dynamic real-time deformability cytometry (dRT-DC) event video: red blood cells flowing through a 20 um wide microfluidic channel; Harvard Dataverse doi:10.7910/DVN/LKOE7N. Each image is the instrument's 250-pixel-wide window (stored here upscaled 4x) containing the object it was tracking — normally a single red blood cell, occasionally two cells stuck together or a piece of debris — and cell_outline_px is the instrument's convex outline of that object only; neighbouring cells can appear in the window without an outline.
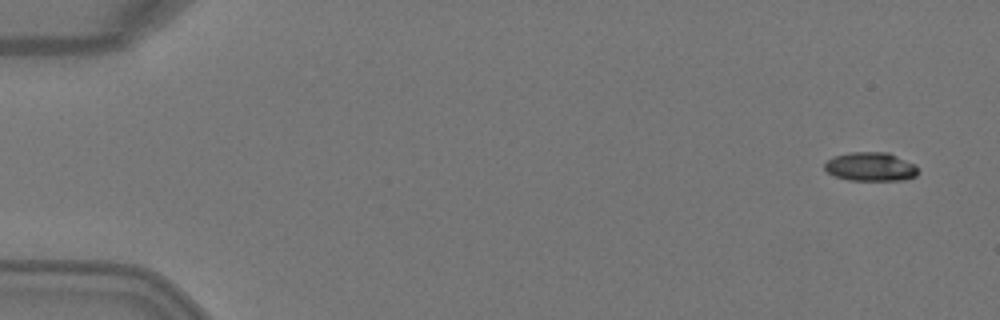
{"species": "Egyptian fruit bat (a non-hibernating species)", "species_latin": "Rousettus aegyptiacus", "temperature_condition": "warm", "stored_images_in_passage": 5, "camera_frame_rate_fps": 3000, "um_per_image_px": 0.085, "animal": {"sex": "female"}, "frame": {"image": 1, "passage_image": 1, "time_ms": 0.0, "image_size_px": [1000, 320], "cell_outline_px": [[916, 176], [904, 180], [848, 180], [836, 176], [828, 172], [824, 168], [824, 164], [832, 156], [848, 152], [888, 152], [916, 164]], "centroid_in_image_um": [73.99, 14.16], "position_along_channel_um": 11.0, "area_um2": 15.72}}
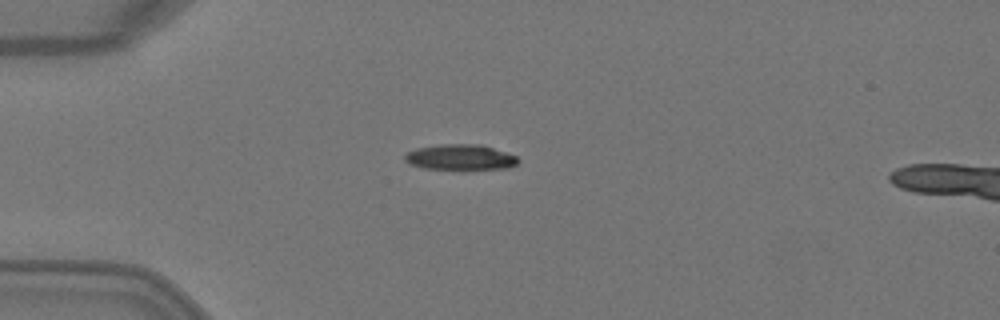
{"frame": {"image": 2, "passage_image": 4, "time_ms": 1.0, "image_size_px": [1000, 320], "cell_outline_px": [[520, 160], [516, 164], [508, 168], [424, 168], [408, 164], [404, 160], [404, 156], [408, 152], [416, 148], [440, 144], [480, 144], [516, 156]], "centroid_in_image_um": [39.08, 13.35], "position_along_channel_um": 45.9, "area_um2": 16.47}}